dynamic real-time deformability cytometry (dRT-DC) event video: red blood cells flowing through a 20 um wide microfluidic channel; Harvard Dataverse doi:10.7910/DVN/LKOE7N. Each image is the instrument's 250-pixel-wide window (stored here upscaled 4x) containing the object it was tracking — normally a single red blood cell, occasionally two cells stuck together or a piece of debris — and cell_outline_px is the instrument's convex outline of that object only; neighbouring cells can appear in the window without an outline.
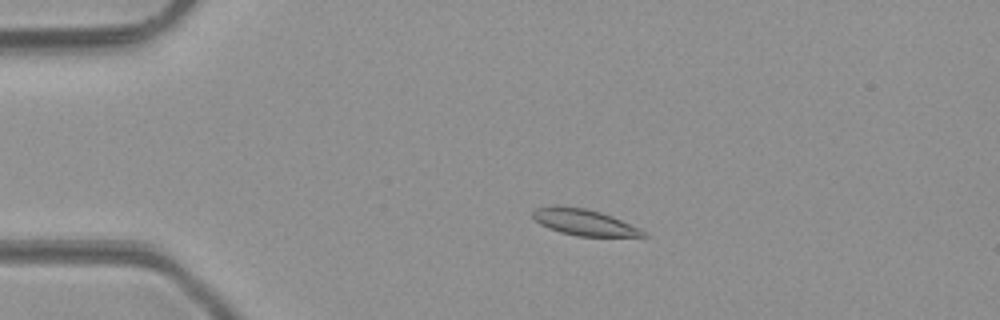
{"species": "common noctule bat (a hibernating species)", "species_latin": "Nyctalus noctula", "temperature_condition": "room temperature", "stored_images_in_passage": 48, "camera_frame_rate_fps": 3000, "um_per_image_px": 0.085, "animal": {"sex": "male", "body_mass_g": 23.1, "forearm_length_mm": 52.7}, "frame": {"image": 1, "passage_image": 10, "time_ms": 3.0, "image_size_px": [1000, 320], "cell_outline_px": [[648, 236], [576, 236], [560, 232], [548, 228], [540, 224], [532, 216], [532, 212], [536, 208], [556, 204], [560, 204], [584, 208], [600, 212], [612, 216], [640, 228]], "centroid_in_image_um": [49.59, 18.87], "position_along_channel_um": 35.4, "area_um2": 16.94}}
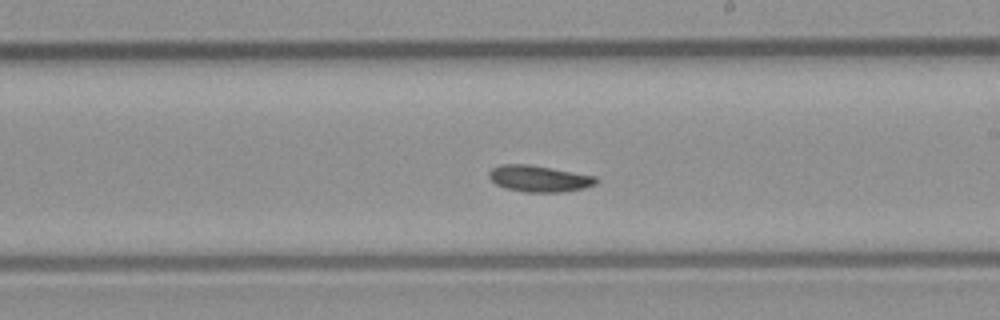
{"frame": {"image": 2, "passage_image": 28, "time_ms": 9.0, "image_size_px": [1000, 320], "cell_outline_px": [[600, 180], [596, 184], [584, 188], [564, 192], [524, 192], [504, 188], [496, 184], [488, 176], [488, 172], [492, 168], [500, 164], [528, 164], [596, 176]], "centroid_in_image_um": [45.82, 15.19], "position_along_channel_um": 243.2, "area_um2": 16.59}}
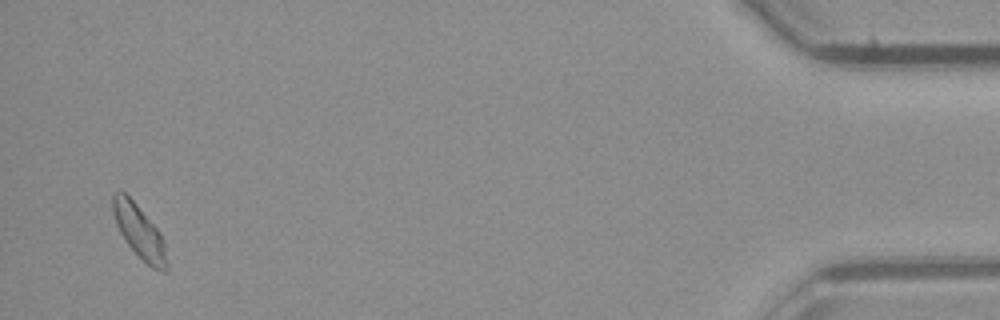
{"frame": {"image": 3, "passage_image": 47, "time_ms": 15.333, "image_size_px": [1000, 320], "cell_outline_px": [[168, 268], [164, 272], [152, 268], [128, 244], [120, 232], [116, 224], [112, 212], [112, 192], [124, 192], [136, 204], [160, 232], [164, 240], [168, 264]], "centroid_in_image_um": [11.85, 19.68], "position_along_channel_um": 423.4, "area_um2": 16.53}}